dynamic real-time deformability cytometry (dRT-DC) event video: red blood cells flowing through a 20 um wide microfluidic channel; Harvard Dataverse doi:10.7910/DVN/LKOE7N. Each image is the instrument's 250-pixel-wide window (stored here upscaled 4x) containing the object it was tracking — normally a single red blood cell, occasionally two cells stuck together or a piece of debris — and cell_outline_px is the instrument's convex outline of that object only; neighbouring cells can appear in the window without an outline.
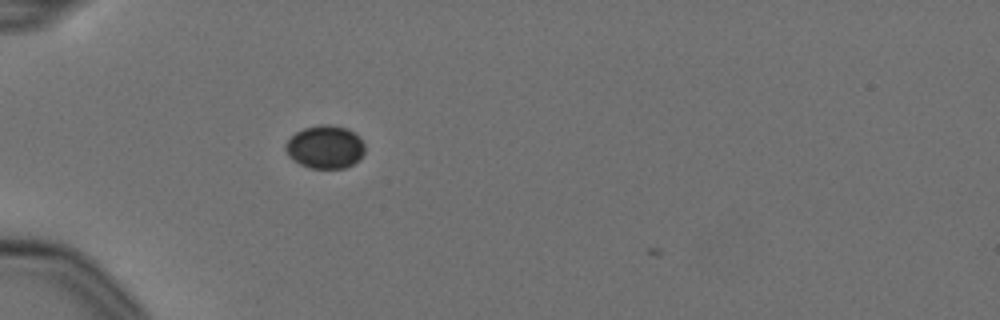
{"species": "Egyptian fruit bat (a non-hibernating species)", "species_latin": "Rousettus aegyptiacus", "temperature_condition": "cold", "stored_images_in_passage": 3, "camera_frame_rate_fps": 3000, "um_per_image_px": 0.085, "animal": {"sex": "female"}, "frame": {"image": 1, "passage_image": 2, "time_ms": 0.333, "image_size_px": [1000, 320], "cell_outline_px": [[364, 152], [360, 160], [344, 168], [308, 168], [292, 160], [288, 156], [284, 148], [284, 144], [296, 132], [304, 128], [320, 124], [328, 124], [348, 128], [360, 136], [364, 144]], "centroid_in_image_um": [27.63, 12.49], "position_along_channel_um": 57.4, "area_um2": 20.17}}